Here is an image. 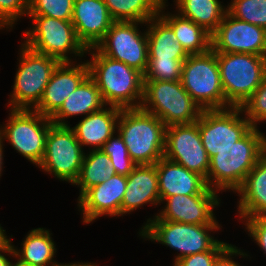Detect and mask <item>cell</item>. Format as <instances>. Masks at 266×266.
Instances as JSON below:
<instances>
[{"instance_id": "6da1fadb", "label": "cell", "mask_w": 266, "mask_h": 266, "mask_svg": "<svg viewBox=\"0 0 266 266\" xmlns=\"http://www.w3.org/2000/svg\"><path fill=\"white\" fill-rule=\"evenodd\" d=\"M87 52L92 56V60H87L89 76L100 90L105 105L120 109L140 108L144 74L103 55L96 47L87 49Z\"/></svg>"}, {"instance_id": "7a4b0ae2", "label": "cell", "mask_w": 266, "mask_h": 266, "mask_svg": "<svg viewBox=\"0 0 266 266\" xmlns=\"http://www.w3.org/2000/svg\"><path fill=\"white\" fill-rule=\"evenodd\" d=\"M266 152V135L252 127L234 145L210 158L206 184L215 191H236L249 171Z\"/></svg>"}, {"instance_id": "3957f363", "label": "cell", "mask_w": 266, "mask_h": 266, "mask_svg": "<svg viewBox=\"0 0 266 266\" xmlns=\"http://www.w3.org/2000/svg\"><path fill=\"white\" fill-rule=\"evenodd\" d=\"M166 125L141 108L121 109L117 133L137 165H153L164 157Z\"/></svg>"}, {"instance_id": "277c9868", "label": "cell", "mask_w": 266, "mask_h": 266, "mask_svg": "<svg viewBox=\"0 0 266 266\" xmlns=\"http://www.w3.org/2000/svg\"><path fill=\"white\" fill-rule=\"evenodd\" d=\"M140 108L157 116L166 126L194 123L202 112L180 80H144Z\"/></svg>"}, {"instance_id": "5b68a950", "label": "cell", "mask_w": 266, "mask_h": 266, "mask_svg": "<svg viewBox=\"0 0 266 266\" xmlns=\"http://www.w3.org/2000/svg\"><path fill=\"white\" fill-rule=\"evenodd\" d=\"M181 83L201 110L227 109L216 52L189 55L184 61Z\"/></svg>"}, {"instance_id": "8992f818", "label": "cell", "mask_w": 266, "mask_h": 266, "mask_svg": "<svg viewBox=\"0 0 266 266\" xmlns=\"http://www.w3.org/2000/svg\"><path fill=\"white\" fill-rule=\"evenodd\" d=\"M222 89L232 107H241L266 75V57L246 53L216 52Z\"/></svg>"}, {"instance_id": "52a82bcc", "label": "cell", "mask_w": 266, "mask_h": 266, "mask_svg": "<svg viewBox=\"0 0 266 266\" xmlns=\"http://www.w3.org/2000/svg\"><path fill=\"white\" fill-rule=\"evenodd\" d=\"M20 49L18 70L8 107L33 110L41 101L45 87L60 61L36 52L24 43Z\"/></svg>"}, {"instance_id": "ba28073f", "label": "cell", "mask_w": 266, "mask_h": 266, "mask_svg": "<svg viewBox=\"0 0 266 266\" xmlns=\"http://www.w3.org/2000/svg\"><path fill=\"white\" fill-rule=\"evenodd\" d=\"M220 224L194 225L160 220L157 216L147 219L139 235L179 251L174 263L182 257L212 250L220 241L209 234L220 229Z\"/></svg>"}, {"instance_id": "9c48e42d", "label": "cell", "mask_w": 266, "mask_h": 266, "mask_svg": "<svg viewBox=\"0 0 266 266\" xmlns=\"http://www.w3.org/2000/svg\"><path fill=\"white\" fill-rule=\"evenodd\" d=\"M28 16L31 17L33 26L24 32V44L32 50L54 57L60 62H73L69 54L81 58L87 53L71 21L43 15Z\"/></svg>"}, {"instance_id": "30bf717a", "label": "cell", "mask_w": 266, "mask_h": 266, "mask_svg": "<svg viewBox=\"0 0 266 266\" xmlns=\"http://www.w3.org/2000/svg\"><path fill=\"white\" fill-rule=\"evenodd\" d=\"M9 120L2 127L0 134L36 167L45 154L46 137L52 124L50 117L34 110L10 109Z\"/></svg>"}, {"instance_id": "8fae6325", "label": "cell", "mask_w": 266, "mask_h": 266, "mask_svg": "<svg viewBox=\"0 0 266 266\" xmlns=\"http://www.w3.org/2000/svg\"><path fill=\"white\" fill-rule=\"evenodd\" d=\"M84 154L70 125L52 123L46 137L45 154L38 167L60 181L74 184L80 174Z\"/></svg>"}, {"instance_id": "7c38bea8", "label": "cell", "mask_w": 266, "mask_h": 266, "mask_svg": "<svg viewBox=\"0 0 266 266\" xmlns=\"http://www.w3.org/2000/svg\"><path fill=\"white\" fill-rule=\"evenodd\" d=\"M145 22L115 21L96 48L105 56L145 73L148 66L147 31L139 32Z\"/></svg>"}, {"instance_id": "4fadbf2b", "label": "cell", "mask_w": 266, "mask_h": 266, "mask_svg": "<svg viewBox=\"0 0 266 266\" xmlns=\"http://www.w3.org/2000/svg\"><path fill=\"white\" fill-rule=\"evenodd\" d=\"M241 113L243 114V111L240 107L202 110L198 127L209 158L234 145L252 128L250 121L240 116Z\"/></svg>"}, {"instance_id": "5bb4252c", "label": "cell", "mask_w": 266, "mask_h": 266, "mask_svg": "<svg viewBox=\"0 0 266 266\" xmlns=\"http://www.w3.org/2000/svg\"><path fill=\"white\" fill-rule=\"evenodd\" d=\"M164 157L207 179L210 158L202 144L198 120L166 127Z\"/></svg>"}, {"instance_id": "9a60e30c", "label": "cell", "mask_w": 266, "mask_h": 266, "mask_svg": "<svg viewBox=\"0 0 266 266\" xmlns=\"http://www.w3.org/2000/svg\"><path fill=\"white\" fill-rule=\"evenodd\" d=\"M215 52L246 53L266 57V29L238 20L225 13L216 31L211 35Z\"/></svg>"}, {"instance_id": "2e32d148", "label": "cell", "mask_w": 266, "mask_h": 266, "mask_svg": "<svg viewBox=\"0 0 266 266\" xmlns=\"http://www.w3.org/2000/svg\"><path fill=\"white\" fill-rule=\"evenodd\" d=\"M216 192L207 187L201 194L167 197L166 205L156 216L160 220L184 224H218L213 210L221 202Z\"/></svg>"}, {"instance_id": "e0dca14e", "label": "cell", "mask_w": 266, "mask_h": 266, "mask_svg": "<svg viewBox=\"0 0 266 266\" xmlns=\"http://www.w3.org/2000/svg\"><path fill=\"white\" fill-rule=\"evenodd\" d=\"M127 177L115 174L104 182L87 189L78 197L83 223H91L102 215L121 216V204L126 191Z\"/></svg>"}, {"instance_id": "ac0fdd59", "label": "cell", "mask_w": 266, "mask_h": 266, "mask_svg": "<svg viewBox=\"0 0 266 266\" xmlns=\"http://www.w3.org/2000/svg\"><path fill=\"white\" fill-rule=\"evenodd\" d=\"M77 64L74 62H60L58 64L45 87L41 101L33 109L34 111L51 117L62 106L65 99L89 75L86 60Z\"/></svg>"}, {"instance_id": "d6986e66", "label": "cell", "mask_w": 266, "mask_h": 266, "mask_svg": "<svg viewBox=\"0 0 266 266\" xmlns=\"http://www.w3.org/2000/svg\"><path fill=\"white\" fill-rule=\"evenodd\" d=\"M72 24L86 49L96 47L115 22L103 0H75Z\"/></svg>"}, {"instance_id": "ffe728a7", "label": "cell", "mask_w": 266, "mask_h": 266, "mask_svg": "<svg viewBox=\"0 0 266 266\" xmlns=\"http://www.w3.org/2000/svg\"><path fill=\"white\" fill-rule=\"evenodd\" d=\"M161 203L173 195L201 194L208 186L205 179L165 157L156 163Z\"/></svg>"}, {"instance_id": "44dd1931", "label": "cell", "mask_w": 266, "mask_h": 266, "mask_svg": "<svg viewBox=\"0 0 266 266\" xmlns=\"http://www.w3.org/2000/svg\"><path fill=\"white\" fill-rule=\"evenodd\" d=\"M161 203L156 165H137L127 176L126 191L121 204V216L145 204Z\"/></svg>"}, {"instance_id": "7402d4cb", "label": "cell", "mask_w": 266, "mask_h": 266, "mask_svg": "<svg viewBox=\"0 0 266 266\" xmlns=\"http://www.w3.org/2000/svg\"><path fill=\"white\" fill-rule=\"evenodd\" d=\"M120 112L118 107L105 106L83 117L76 126L71 127L82 148L90 146L93 147L92 150L102 149L107 140L116 133Z\"/></svg>"}, {"instance_id": "603a6c76", "label": "cell", "mask_w": 266, "mask_h": 266, "mask_svg": "<svg viewBox=\"0 0 266 266\" xmlns=\"http://www.w3.org/2000/svg\"><path fill=\"white\" fill-rule=\"evenodd\" d=\"M236 192L240 197L237 207L242 220L266 215V152L258 159Z\"/></svg>"}, {"instance_id": "cb8c5ba5", "label": "cell", "mask_w": 266, "mask_h": 266, "mask_svg": "<svg viewBox=\"0 0 266 266\" xmlns=\"http://www.w3.org/2000/svg\"><path fill=\"white\" fill-rule=\"evenodd\" d=\"M100 90L88 75L63 102L62 106L50 117L56 125H69L68 117L89 115L105 107Z\"/></svg>"}, {"instance_id": "d4e9b609", "label": "cell", "mask_w": 266, "mask_h": 266, "mask_svg": "<svg viewBox=\"0 0 266 266\" xmlns=\"http://www.w3.org/2000/svg\"><path fill=\"white\" fill-rule=\"evenodd\" d=\"M149 59L186 60L189 56L177 42L172 27L158 14L146 22Z\"/></svg>"}, {"instance_id": "484cf974", "label": "cell", "mask_w": 266, "mask_h": 266, "mask_svg": "<svg viewBox=\"0 0 266 266\" xmlns=\"http://www.w3.org/2000/svg\"><path fill=\"white\" fill-rule=\"evenodd\" d=\"M166 3L163 2L160 6L159 15L172 27L177 42L182 45L186 53L194 55L207 52L211 48V35L178 12L175 14L164 13L165 7L168 6Z\"/></svg>"}, {"instance_id": "4316f807", "label": "cell", "mask_w": 266, "mask_h": 266, "mask_svg": "<svg viewBox=\"0 0 266 266\" xmlns=\"http://www.w3.org/2000/svg\"><path fill=\"white\" fill-rule=\"evenodd\" d=\"M49 230L36 228L25 236L22 241V249L13 245L14 258L30 266H55L56 248ZM49 264V265H48Z\"/></svg>"}, {"instance_id": "83f0119b", "label": "cell", "mask_w": 266, "mask_h": 266, "mask_svg": "<svg viewBox=\"0 0 266 266\" xmlns=\"http://www.w3.org/2000/svg\"><path fill=\"white\" fill-rule=\"evenodd\" d=\"M178 13L212 35L221 23L227 7L220 0H174Z\"/></svg>"}, {"instance_id": "f1b7e54d", "label": "cell", "mask_w": 266, "mask_h": 266, "mask_svg": "<svg viewBox=\"0 0 266 266\" xmlns=\"http://www.w3.org/2000/svg\"><path fill=\"white\" fill-rule=\"evenodd\" d=\"M115 174L114 168L110 165L109 156L102 149L91 150L88 154H84L80 174L73 185L80 188V197L87 189Z\"/></svg>"}, {"instance_id": "f546056e", "label": "cell", "mask_w": 266, "mask_h": 266, "mask_svg": "<svg viewBox=\"0 0 266 266\" xmlns=\"http://www.w3.org/2000/svg\"><path fill=\"white\" fill-rule=\"evenodd\" d=\"M114 21L147 22L159 14L160 0H103Z\"/></svg>"}, {"instance_id": "4dcf8cb0", "label": "cell", "mask_w": 266, "mask_h": 266, "mask_svg": "<svg viewBox=\"0 0 266 266\" xmlns=\"http://www.w3.org/2000/svg\"><path fill=\"white\" fill-rule=\"evenodd\" d=\"M227 12L234 18L266 29V0H231Z\"/></svg>"}, {"instance_id": "1f68e13d", "label": "cell", "mask_w": 266, "mask_h": 266, "mask_svg": "<svg viewBox=\"0 0 266 266\" xmlns=\"http://www.w3.org/2000/svg\"><path fill=\"white\" fill-rule=\"evenodd\" d=\"M102 150L109 156L110 165L114 168L116 174L128 176L137 164L129 156L127 147L123 138L119 135H113L103 145Z\"/></svg>"}, {"instance_id": "d6a6232c", "label": "cell", "mask_w": 266, "mask_h": 266, "mask_svg": "<svg viewBox=\"0 0 266 266\" xmlns=\"http://www.w3.org/2000/svg\"><path fill=\"white\" fill-rule=\"evenodd\" d=\"M75 0H28L27 15H43L72 21Z\"/></svg>"}, {"instance_id": "836d02e7", "label": "cell", "mask_w": 266, "mask_h": 266, "mask_svg": "<svg viewBox=\"0 0 266 266\" xmlns=\"http://www.w3.org/2000/svg\"><path fill=\"white\" fill-rule=\"evenodd\" d=\"M185 60L170 59H148L147 70L144 80L178 81Z\"/></svg>"}, {"instance_id": "e575fe53", "label": "cell", "mask_w": 266, "mask_h": 266, "mask_svg": "<svg viewBox=\"0 0 266 266\" xmlns=\"http://www.w3.org/2000/svg\"><path fill=\"white\" fill-rule=\"evenodd\" d=\"M240 108L252 127L257 128V123L266 122V75L260 86Z\"/></svg>"}, {"instance_id": "d590c367", "label": "cell", "mask_w": 266, "mask_h": 266, "mask_svg": "<svg viewBox=\"0 0 266 266\" xmlns=\"http://www.w3.org/2000/svg\"><path fill=\"white\" fill-rule=\"evenodd\" d=\"M28 14V0H0V29H13L19 18Z\"/></svg>"}, {"instance_id": "8d00e7d4", "label": "cell", "mask_w": 266, "mask_h": 266, "mask_svg": "<svg viewBox=\"0 0 266 266\" xmlns=\"http://www.w3.org/2000/svg\"><path fill=\"white\" fill-rule=\"evenodd\" d=\"M220 241L212 250L191 254L176 261L173 266H212L216 258L229 246Z\"/></svg>"}, {"instance_id": "74e56055", "label": "cell", "mask_w": 266, "mask_h": 266, "mask_svg": "<svg viewBox=\"0 0 266 266\" xmlns=\"http://www.w3.org/2000/svg\"><path fill=\"white\" fill-rule=\"evenodd\" d=\"M244 220L246 221L245 228L249 232V236L266 254V215L247 217Z\"/></svg>"}, {"instance_id": "f35d334b", "label": "cell", "mask_w": 266, "mask_h": 266, "mask_svg": "<svg viewBox=\"0 0 266 266\" xmlns=\"http://www.w3.org/2000/svg\"><path fill=\"white\" fill-rule=\"evenodd\" d=\"M236 257V255H240L242 257H247L248 255L242 250L238 249V247L234 245H229L214 261L212 266H240V264L234 259L232 260V256Z\"/></svg>"}, {"instance_id": "ab89813d", "label": "cell", "mask_w": 266, "mask_h": 266, "mask_svg": "<svg viewBox=\"0 0 266 266\" xmlns=\"http://www.w3.org/2000/svg\"><path fill=\"white\" fill-rule=\"evenodd\" d=\"M5 253L8 254L7 256L11 255L14 257V250L10 237L0 244V266H10L11 264L10 259L6 257Z\"/></svg>"}, {"instance_id": "60d3db41", "label": "cell", "mask_w": 266, "mask_h": 266, "mask_svg": "<svg viewBox=\"0 0 266 266\" xmlns=\"http://www.w3.org/2000/svg\"><path fill=\"white\" fill-rule=\"evenodd\" d=\"M55 266H97V264H95V263H83V262H81V263H79V262H76V263H68V264H64V263H57Z\"/></svg>"}, {"instance_id": "b9f144b4", "label": "cell", "mask_w": 266, "mask_h": 266, "mask_svg": "<svg viewBox=\"0 0 266 266\" xmlns=\"http://www.w3.org/2000/svg\"><path fill=\"white\" fill-rule=\"evenodd\" d=\"M3 139H2V136L0 134V176H2V164H3Z\"/></svg>"}, {"instance_id": "7bdbcfd3", "label": "cell", "mask_w": 266, "mask_h": 266, "mask_svg": "<svg viewBox=\"0 0 266 266\" xmlns=\"http://www.w3.org/2000/svg\"><path fill=\"white\" fill-rule=\"evenodd\" d=\"M5 233H6L5 230L0 225V244L3 243L5 240L8 239V236H6Z\"/></svg>"}, {"instance_id": "ee69618b", "label": "cell", "mask_w": 266, "mask_h": 266, "mask_svg": "<svg viewBox=\"0 0 266 266\" xmlns=\"http://www.w3.org/2000/svg\"><path fill=\"white\" fill-rule=\"evenodd\" d=\"M10 266H30V265L29 264L22 263L19 260H17L16 263L15 262L14 263L11 262Z\"/></svg>"}]
</instances>
